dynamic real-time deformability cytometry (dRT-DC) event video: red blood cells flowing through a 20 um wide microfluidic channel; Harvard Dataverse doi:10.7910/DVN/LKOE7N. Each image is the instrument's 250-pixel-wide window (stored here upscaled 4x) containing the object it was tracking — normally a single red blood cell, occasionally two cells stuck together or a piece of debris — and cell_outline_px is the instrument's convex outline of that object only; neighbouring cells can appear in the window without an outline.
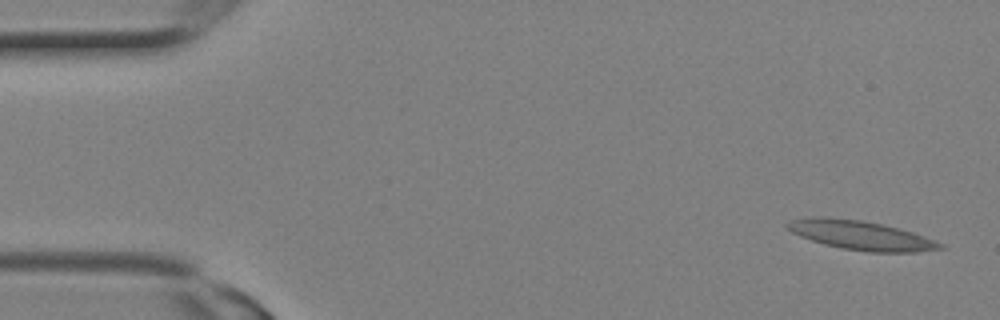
{"species": "Egyptian fruit bat (a non-hibernating species)", "species_latin": "Rousettus aegyptiacus", "temperature_condition": "room temperature", "stored_images_in_passage": 9, "camera_frame_rate_fps": 3000, "um_per_image_px": 0.085, "animal": {"sex": "female"}, "frame": {"image": 1, "passage_image": 1, "time_ms": 0.0, "image_size_px": [1000, 320], "cell_outline_px": [[944, 248], [916, 252], [868, 252], [840, 248], [824, 244], [800, 236], [792, 232], [784, 224], [792, 220], [816, 216], [824, 216], [860, 220], [884, 224], [912, 232], [936, 240], [944, 244]], "centroid_in_image_um": [73.19, 20.0], "position_along_channel_um": 11.8, "area_um2": 25.95}}
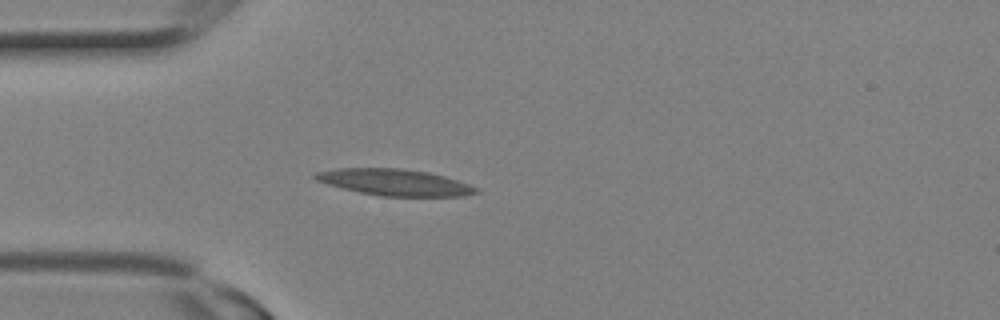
{"frame": {"image": 2, "passage_image": 7, "time_ms": 2.0, "image_size_px": [1000, 320], "cell_outline_px": [[480, 192], [464, 196], [380, 196], [360, 192], [328, 184], [316, 180], [312, 176], [316, 172], [336, 168], [404, 168], [428, 172], [444, 176], [480, 188]], "centroid_in_image_um": [33.57, 15.49], "position_along_channel_um": 51.4, "area_um2": 24.74}}
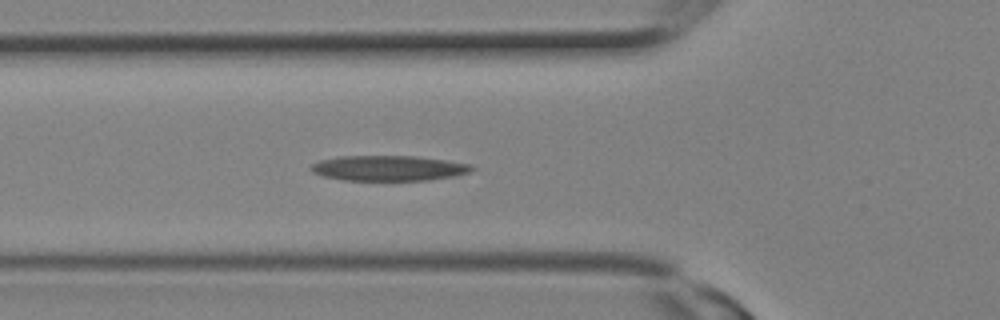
{"frame": {"image": 3, "passage_image": 9, "time_ms": 2.667, "image_size_px": [1000, 320], "cell_outline_px": [[476, 168], [468, 172], [452, 176], [428, 180], [344, 180], [324, 176], [312, 172], [312, 164], [320, 160], [340, 156], [416, 156], [472, 164]], "centroid_in_image_um": [33.04, 14.29], "position_along_channel_um": 92.8, "area_um2": 23.47}}